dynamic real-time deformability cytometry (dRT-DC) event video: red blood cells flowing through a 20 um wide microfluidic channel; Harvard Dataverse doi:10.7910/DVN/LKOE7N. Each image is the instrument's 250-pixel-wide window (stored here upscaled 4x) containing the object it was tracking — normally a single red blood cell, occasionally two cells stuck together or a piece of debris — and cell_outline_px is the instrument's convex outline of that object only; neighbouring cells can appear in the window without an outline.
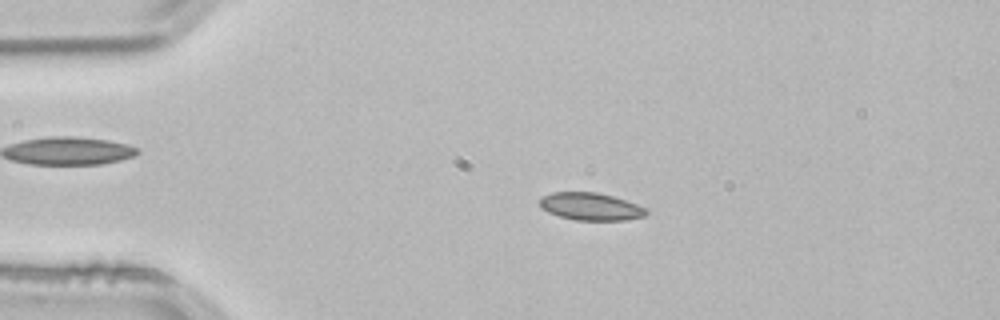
{"species": "common noctule bat (a hibernating species)", "species_latin": "Nyctalus noctula", "temperature_condition": "room temperature", "stored_images_in_passage": 53, "camera_frame_rate_fps": 3000, "um_per_image_px": 0.085, "animal": {"sex": "male", "body_mass_g": 21.5, "forearm_length_mm": 52.0}, "frame": {"image": 1, "passage_image": 11, "time_ms": 3.333, "image_size_px": [1000, 320], "cell_outline_px": [[648, 212], [644, 216], [628, 220], [576, 220], [560, 216], [548, 212], [540, 208], [540, 200], [544, 196], [552, 192], [596, 192], [612, 196], [636, 204], [644, 208]], "centroid_in_image_um": [50.19, 17.56], "position_along_channel_um": 34.8, "area_um2": 16.88}}
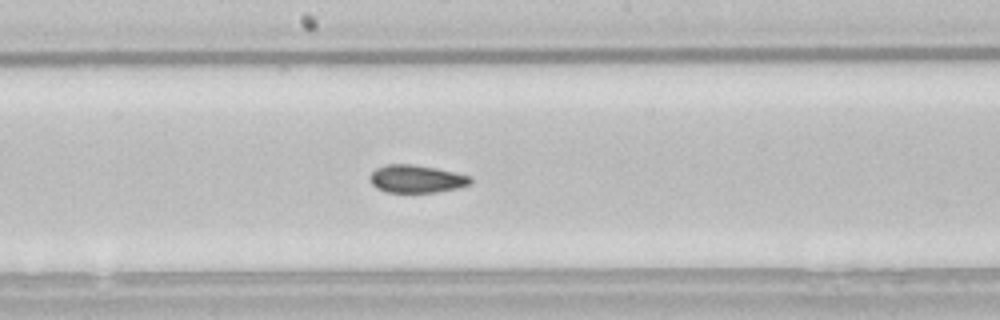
{"frame": {"image": 2, "passage_image": 28, "time_ms": 9.0, "image_size_px": [1000, 320], "cell_outline_px": [[472, 184], [456, 188], [436, 192], [388, 192], [376, 188], [368, 180], [368, 176], [376, 168], [388, 164], [412, 164], [436, 168], [472, 176]], "centroid_in_image_um": [35.39, 15.2], "position_along_channel_um": 212.8, "area_um2": 16.36}}
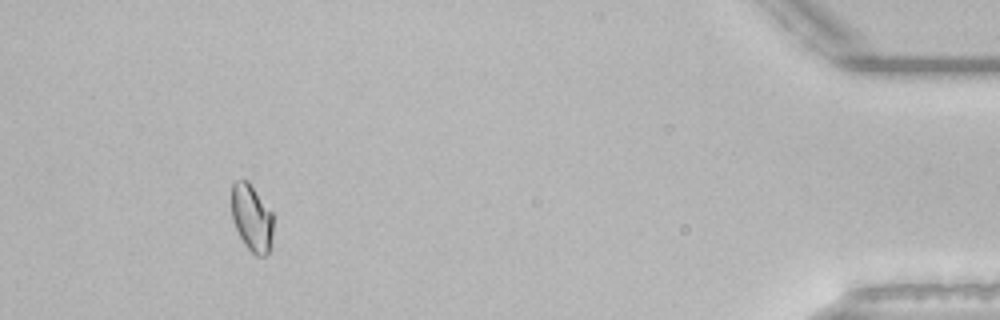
{"frame": {"image": 3, "passage_image": 49, "time_ms": 16.0, "image_size_px": [1000, 320], "cell_outline_px": [[272, 244], [268, 252], [264, 256], [256, 256], [244, 244], [232, 220], [232, 184], [236, 180], [248, 180], [272, 212]], "centroid_in_image_um": [21.4, 18.52], "position_along_channel_um": 413.8, "area_um2": 16.24}, "authors_computed_cell_mechanics": {"area_um2": 16.7042, "velocity_mm_per_s": 3.8318, "shape_relaxation_time_tau1_ms": 6.1015, "shape_relaxation_time_tau2_ms": 1.7868, "deformation_change_tau1": 0.1084, "deformation_change_tau2": 0.045}}